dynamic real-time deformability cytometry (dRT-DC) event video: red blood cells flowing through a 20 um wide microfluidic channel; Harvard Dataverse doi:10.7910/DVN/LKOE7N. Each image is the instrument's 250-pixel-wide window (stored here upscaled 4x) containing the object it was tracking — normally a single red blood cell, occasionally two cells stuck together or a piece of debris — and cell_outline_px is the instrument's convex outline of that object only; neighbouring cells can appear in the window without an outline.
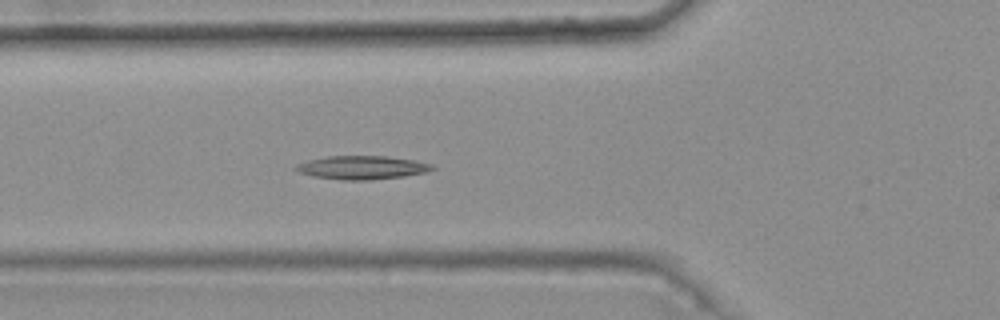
{"species": "common noctule bat (a hibernating species)", "species_latin": "Nyctalus noctula", "temperature_condition": "warm", "stored_images_in_passage": 6, "camera_frame_rate_fps": 3000, "um_per_image_px": 0.085, "animal": {"sex": "female", "body_mass_g": 25.1}, "frame": {"image": 1, "passage_image": 5, "time_ms": 1.333, "image_size_px": [1000, 320], "cell_outline_px": [[436, 168], [424, 172], [404, 176], [368, 180], [340, 180], [312, 176], [300, 172], [292, 168], [296, 164], [308, 160], [328, 156], [384, 156], [412, 160], [432, 164]], "centroid_in_image_um": [30.71, 14.24], "position_along_channel_um": 95.1, "area_um2": 18.55}}